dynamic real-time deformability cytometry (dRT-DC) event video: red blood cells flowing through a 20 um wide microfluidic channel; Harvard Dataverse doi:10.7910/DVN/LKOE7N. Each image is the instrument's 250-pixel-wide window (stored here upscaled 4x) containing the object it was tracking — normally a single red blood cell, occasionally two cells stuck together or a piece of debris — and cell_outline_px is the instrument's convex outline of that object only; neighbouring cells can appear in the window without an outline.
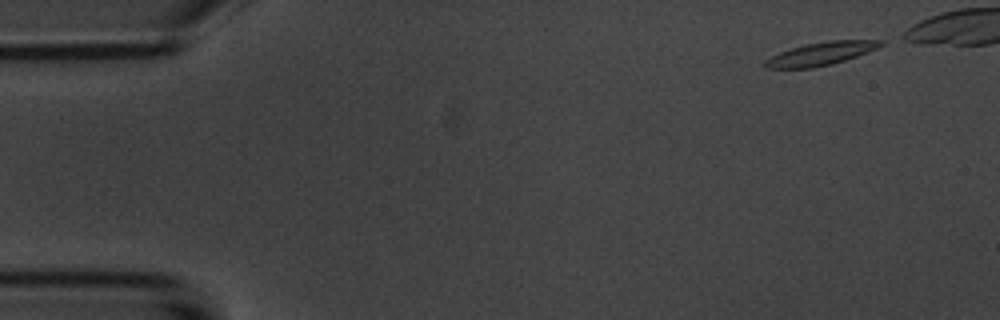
{"species": "common noctule bat (a hibernating species)", "species_latin": "Nyctalus noctula", "temperature_condition": "room temperature", "stored_images_in_passage": 5, "camera_frame_rate_fps": 3000, "um_per_image_px": 0.085, "animal": {"sex": "male", "body_mass_g": 20.1, "forearm_length_mm": 53.5}, "frame": {"image": 1, "passage_image": 1, "time_ms": 0.0, "image_size_px": [1000, 320], "cell_outline_px": [[884, 44], [876, 48], [856, 56], [832, 64], [812, 68], [764, 68], [764, 60], [780, 52], [804, 44], [828, 40], [884, 40]], "centroid_in_image_um": [69.75, 4.56], "position_along_channel_um": 15.2, "area_um2": 15.43}}